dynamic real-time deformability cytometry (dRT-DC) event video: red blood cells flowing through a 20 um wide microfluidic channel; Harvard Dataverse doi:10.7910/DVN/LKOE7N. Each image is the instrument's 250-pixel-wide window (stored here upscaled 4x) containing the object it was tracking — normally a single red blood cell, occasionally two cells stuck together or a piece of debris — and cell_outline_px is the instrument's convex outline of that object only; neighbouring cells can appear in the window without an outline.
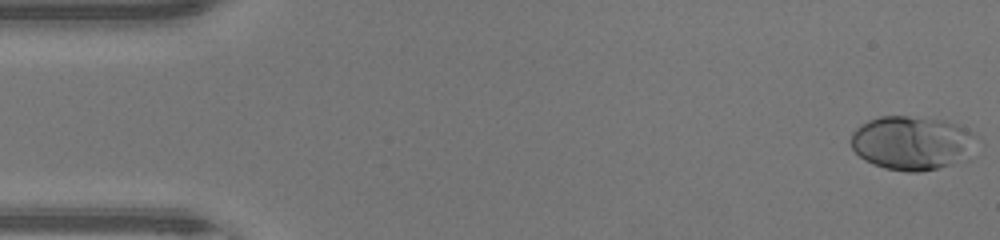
{"species": "human", "species_latin": "Homo sapiens", "temperature_condition": "warm", "stored_images_in_passage": 48, "camera_frame_rate_fps": 3000, "um_per_image_px": 0.085, "donor": {"sex": "male"}, "frame": {"image": 1, "passage_image": 1, "time_ms": 0.0, "image_size_px": [1000, 240], "cell_outline_px": [[980, 136], [960, 160], [952, 164], [940, 168], [920, 172], [908, 172], [884, 168], [872, 164], [864, 160], [852, 148], [848, 140], [852, 132], [856, 128], [868, 120], [880, 116], [908, 116], [944, 120], [956, 124]], "centroid_in_image_um": [77.45, 12.14], "position_along_channel_um": 7.6, "area_um2": 39.42}}
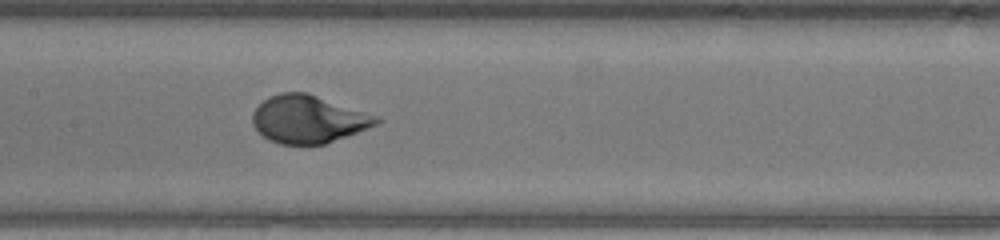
{"frame": {"image": 2, "passage_image": 23, "time_ms": 7.333, "image_size_px": [1000, 240], "cell_outline_px": [[384, 120], [376, 124], [356, 132], [324, 144], [280, 144], [268, 140], [252, 124], [252, 112], [268, 96], [280, 92], [308, 92], [376, 116]], "centroid_in_image_um": [26.16, 10.12], "position_along_channel_um": 181.2, "area_um2": 34.1}}
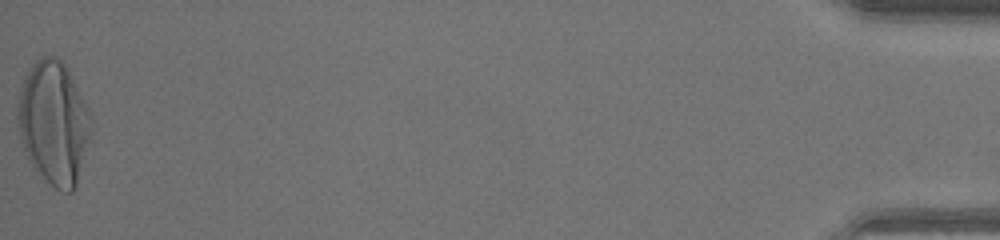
{"frame": {"image": 3, "passage_image": 48, "time_ms": 15.667, "image_size_px": [1000, 240], "cell_outline_px": [[92, 120], [76, 184], [72, 192], [60, 192], [32, 164], [24, 148], [16, 116], [16, 108], [20, 92], [24, 80], [32, 64], [36, 60], [44, 56], [56, 56], [68, 68], [88, 108]], "centroid_in_image_um": [4.55, 10.37], "position_along_channel_um": 430.6, "area_um2": 51.38}}